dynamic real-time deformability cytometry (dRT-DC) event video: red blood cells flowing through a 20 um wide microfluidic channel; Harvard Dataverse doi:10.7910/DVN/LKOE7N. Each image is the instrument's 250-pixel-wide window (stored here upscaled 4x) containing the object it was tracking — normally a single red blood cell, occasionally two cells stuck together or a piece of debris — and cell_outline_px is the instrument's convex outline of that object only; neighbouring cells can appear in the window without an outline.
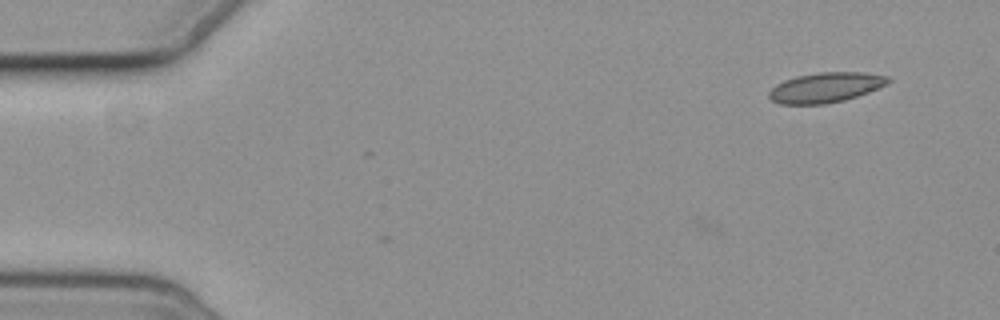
{"species": "common noctule bat (a hibernating species)", "species_latin": "Nyctalus noctula", "temperature_condition": "cold", "stored_images_in_passage": 2, "camera_frame_rate_fps": 3000, "um_per_image_px": 0.085, "animal": {"sex": "female", "body_mass_g": 19.3, "forearm_length_mm": 54.1}, "frame": {"image": 1, "passage_image": 2, "time_ms": 1.333, "image_size_px": [1000, 320], "cell_outline_px": [[892, 80], [888, 84], [868, 92], [844, 100], [824, 104], [780, 104], [772, 100], [768, 96], [768, 92], [776, 84], [784, 80], [796, 76], [816, 72], [864, 72], [888, 76]], "centroid_in_image_um": [70.18, 7.42], "position_along_channel_um": 14.8, "area_um2": 20.92}}